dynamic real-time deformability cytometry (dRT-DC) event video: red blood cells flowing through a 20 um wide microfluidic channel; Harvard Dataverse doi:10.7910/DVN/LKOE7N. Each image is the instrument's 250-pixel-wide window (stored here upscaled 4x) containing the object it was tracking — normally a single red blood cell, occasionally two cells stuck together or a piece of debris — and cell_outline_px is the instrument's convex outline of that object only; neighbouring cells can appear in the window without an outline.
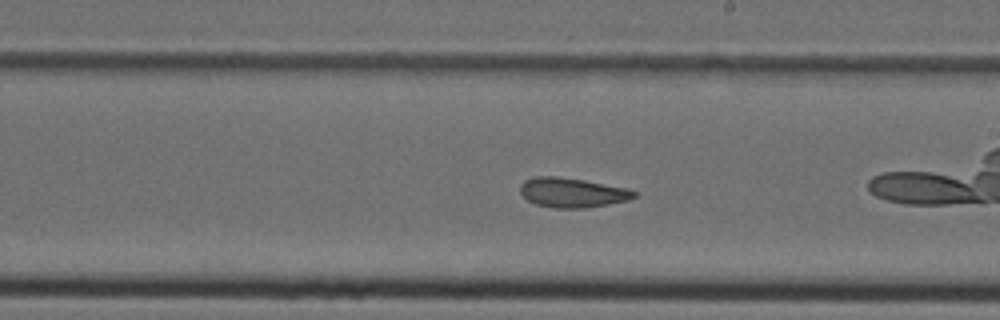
{"species": "Egyptian fruit bat (a non-hibernating species)", "species_latin": "Rousettus aegyptiacus", "temperature_condition": "cold", "stored_images_in_passage": 36, "camera_frame_rate_fps": 3000, "um_per_image_px": 0.085, "animal": {"sex": "female"}, "frame": {"image": 1, "passage_image": 16, "time_ms": 5.0, "image_size_px": [1000, 320], "cell_outline_px": [[636, 196], [628, 200], [608, 204], [584, 208], [552, 208], [536, 204], [528, 200], [520, 192], [520, 184], [524, 180], [536, 176], [556, 176], [584, 180], [624, 188], [636, 192]], "centroid_in_image_um": [48.59, 16.37], "position_along_channel_um": 240.4, "area_um2": 19.48}}